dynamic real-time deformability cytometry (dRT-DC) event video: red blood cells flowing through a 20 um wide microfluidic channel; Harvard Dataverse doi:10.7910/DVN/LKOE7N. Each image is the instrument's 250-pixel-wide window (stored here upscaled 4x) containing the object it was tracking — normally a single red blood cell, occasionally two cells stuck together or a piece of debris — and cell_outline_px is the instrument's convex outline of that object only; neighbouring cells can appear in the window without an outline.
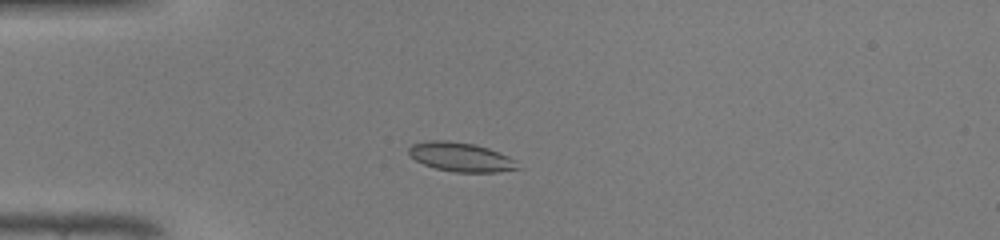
{"species": "common noctule bat (a hibernating species)", "species_latin": "Nyctalus noctula", "temperature_condition": "warm", "stored_images_in_passage": 36, "camera_frame_rate_fps": 3000, "um_per_image_px": 0.085, "animal": {"sex": "male", "body_mass_g": 19.0, "forearm_length_mm": 50.8}, "frame": {"image": 1, "passage_image": 1, "time_ms": 0.0, "image_size_px": [1000, 240], "cell_outline_px": [[524, 168], [496, 172], [456, 172], [436, 168], [424, 164], [416, 160], [408, 152], [408, 148], [412, 144], [424, 140], [448, 140], [476, 144], [488, 148], [508, 156], [516, 160]], "centroid_in_image_um": [39.21, 13.34], "position_along_channel_um": 45.8, "area_um2": 18.67}}
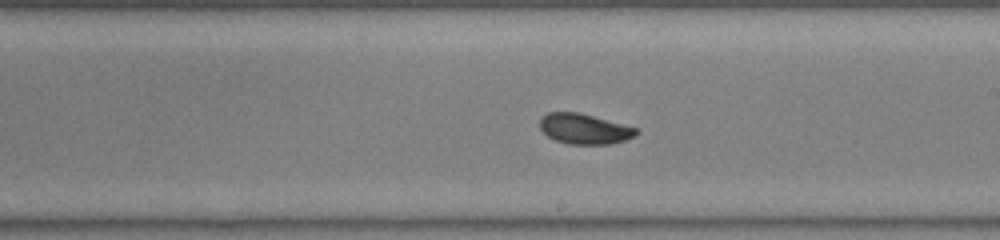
{"frame": {"image": 2, "passage_image": 16, "time_ms": 5.0, "image_size_px": [1000, 240], "cell_outline_px": [[640, 132], [636, 136], [612, 144], [568, 144], [556, 140], [548, 136], [540, 128], [540, 120], [548, 112], [580, 112], [636, 128]], "centroid_in_image_um": [49.69, 10.96], "position_along_channel_um": 239.3, "area_um2": 16.94}}
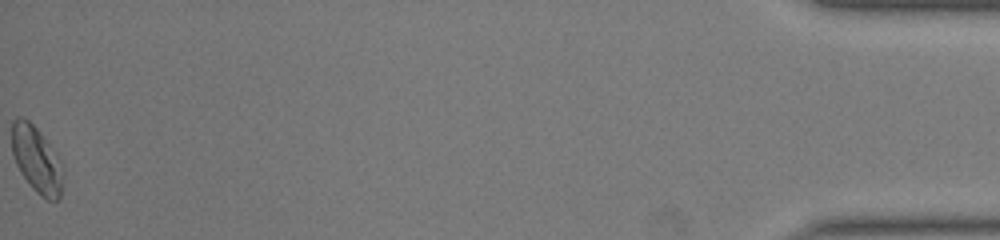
{"frame": {"image": 3, "passage_image": 36, "time_ms": 11.667, "image_size_px": [1000, 240], "cell_outline_px": [[60, 196], [56, 200], [48, 200], [40, 196], [28, 184], [20, 172], [16, 164], [12, 152], [12, 120], [16, 116], [20, 116], [28, 120], [40, 132], [48, 144], [60, 164]], "centroid_in_image_um": [3.02, 13.54], "position_along_channel_um": 432.2, "area_um2": 19.07}, "authors_computed_cell_mechanics": {"area_um2": 16.9932, "velocity_mm_per_s": 4.3094, "shape_relaxation_time_tau1_ms": 3.7077, "shape_relaxation_time_tau2_ms": 1.1808, "deformation_change_tau1": 0.1541, "deformation_change_tau2": 0.0407}}